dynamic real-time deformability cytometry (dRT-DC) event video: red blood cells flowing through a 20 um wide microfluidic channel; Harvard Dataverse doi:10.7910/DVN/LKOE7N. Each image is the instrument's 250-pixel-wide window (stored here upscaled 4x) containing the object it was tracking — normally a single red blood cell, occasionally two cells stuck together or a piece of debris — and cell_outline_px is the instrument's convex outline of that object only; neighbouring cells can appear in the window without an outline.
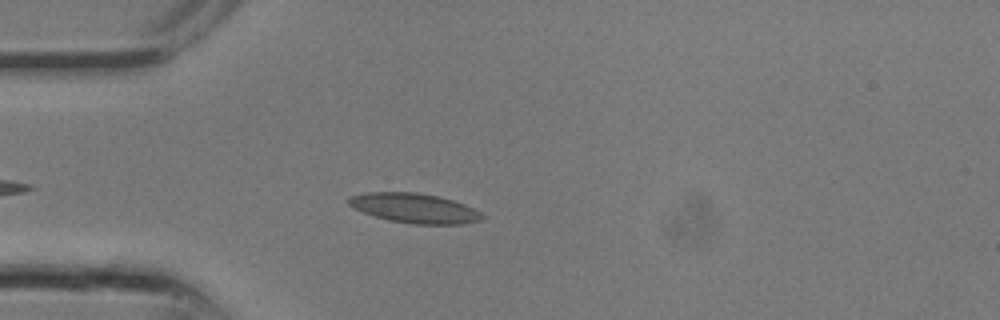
{"species": "common noctule bat (a hibernating species)", "species_latin": "Nyctalus noctula", "temperature_condition": "room temperature", "stored_images_in_passage": 14, "camera_frame_rate_fps": 3000, "um_per_image_px": 0.085, "animal": {"sex": "male", "body_mass_g": 13.3}, "frame": {"image": 1, "passage_image": 7, "time_ms": 2.0, "image_size_px": [1000, 320], "cell_outline_px": [[484, 216], [480, 220], [464, 224], [412, 224], [388, 220], [352, 208], [344, 200], [348, 196], [368, 192], [416, 192], [440, 196], [464, 204], [480, 212]], "centroid_in_image_um": [35.18, 17.68], "position_along_channel_um": 49.8, "area_um2": 23.18}}
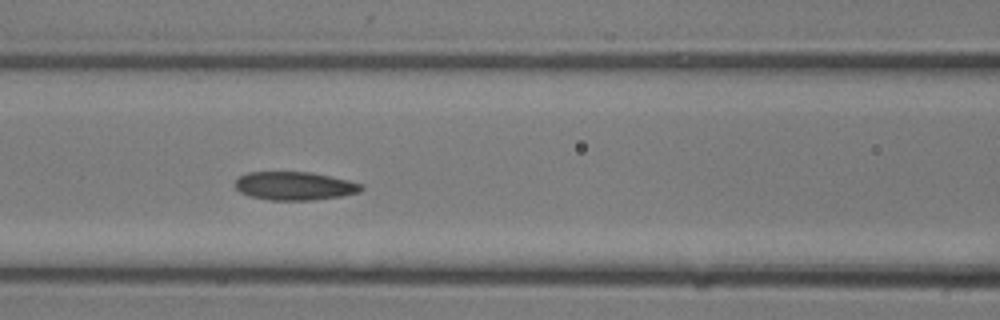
{"frame": {"image": 2, "passage_image": 11, "time_ms": 3.333, "image_size_px": [1000, 320], "cell_outline_px": [[364, 188], [360, 192], [340, 196], [312, 200], [268, 200], [248, 196], [240, 192], [236, 188], [236, 180], [240, 176], [248, 172], [312, 172], [348, 180], [360, 184]], "centroid_in_image_um": [25.02, 15.8], "position_along_channel_um": 141.6, "area_um2": 20.81}}
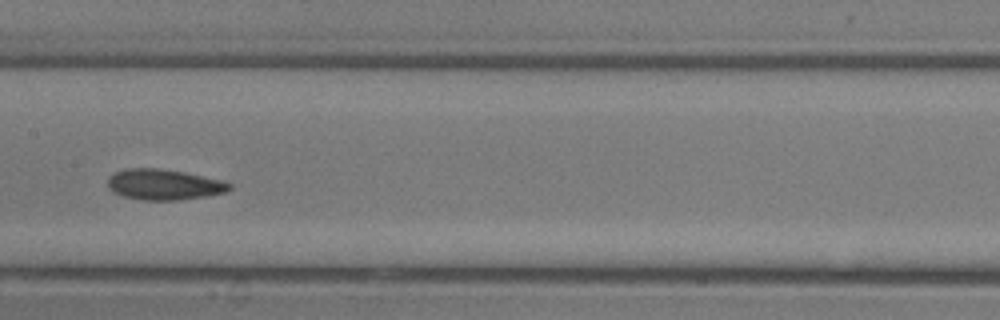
{"frame": {"image": 3, "passage_image": 13, "time_ms": 4.0, "image_size_px": [1000, 320], "cell_outline_px": [[232, 188], [228, 192], [180, 200], [140, 200], [124, 196], [112, 192], [108, 188], [108, 176], [124, 168], [156, 168], [184, 172], [224, 180], [232, 184]], "centroid_in_image_um": [13.94, 15.68], "position_along_channel_um": 193.5, "area_um2": 21.96}}